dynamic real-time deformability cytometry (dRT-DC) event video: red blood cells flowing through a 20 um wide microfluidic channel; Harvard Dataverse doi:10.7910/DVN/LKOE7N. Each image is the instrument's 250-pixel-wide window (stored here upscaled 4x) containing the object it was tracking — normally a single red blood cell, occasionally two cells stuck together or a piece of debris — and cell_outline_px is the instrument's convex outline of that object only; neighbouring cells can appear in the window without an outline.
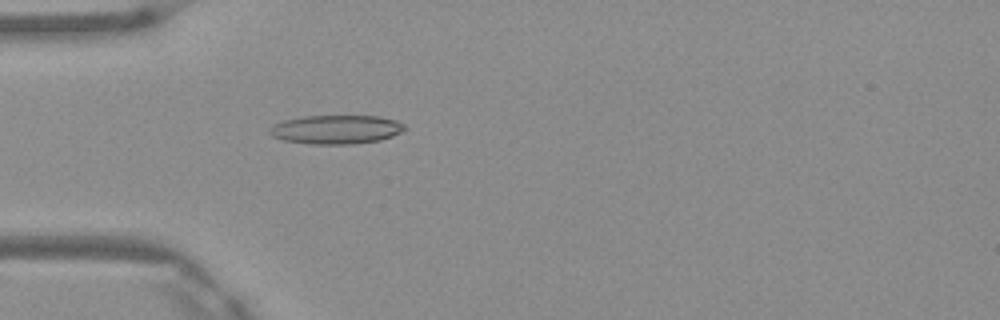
{"species": "Egyptian fruit bat (a non-hibernating species)", "species_latin": "Rousettus aegyptiacus", "temperature_condition": "warm", "stored_images_in_passage": 5, "camera_frame_rate_fps": 3000, "um_per_image_px": 0.085, "frame": {"image": 1, "passage_image": 5, "time_ms": 1.333, "image_size_px": [1000, 320], "cell_outline_px": [[408, 128], [392, 136], [380, 140], [352, 144], [312, 144], [284, 140], [272, 136], [268, 132], [268, 128], [284, 120], [304, 116], [380, 116], [396, 120], [404, 124]], "centroid_in_image_um": [28.59, 11.0], "position_along_channel_um": 56.4, "area_um2": 22.72}}